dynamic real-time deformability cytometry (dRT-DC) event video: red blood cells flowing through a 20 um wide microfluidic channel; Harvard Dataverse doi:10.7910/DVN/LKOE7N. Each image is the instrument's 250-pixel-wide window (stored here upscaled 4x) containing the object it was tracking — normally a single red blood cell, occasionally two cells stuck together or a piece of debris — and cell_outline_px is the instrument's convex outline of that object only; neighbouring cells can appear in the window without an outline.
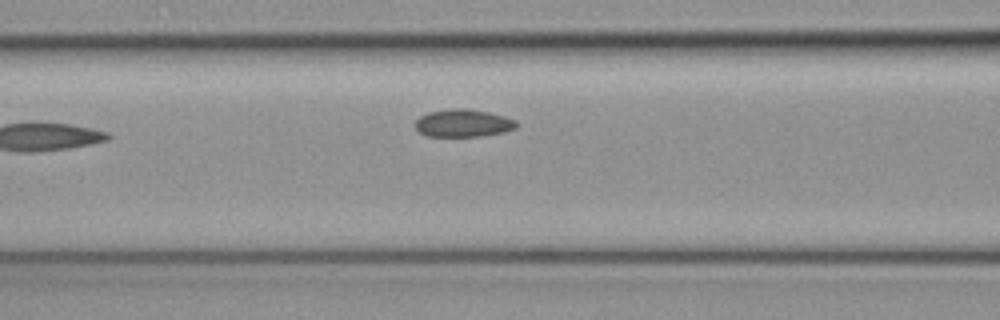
{"species": "common noctule bat (a hibernating species)", "species_latin": "Nyctalus noctula", "temperature_condition": "cold", "stored_images_in_passage": 7, "segment_of_instrument_passage": [1, 2], "camera_frame_rate_fps": 3000, "um_per_image_px": 0.085, "animal": {"sex": "female", "body_mass_g": 19.3, "forearm_length_mm": 54.1}, "frame": {"image": 1, "passage_image": 6, "time_ms": 1.667, "image_size_px": [1000, 320], "cell_outline_px": [[516, 128], [504, 132], [480, 136], [424, 136], [416, 128], [416, 120], [420, 116], [428, 112], [452, 108], [464, 108], [488, 112], [504, 116], [516, 120]], "centroid_in_image_um": [39.36, 10.46], "position_along_channel_um": 127.2, "area_um2": 16.24}}